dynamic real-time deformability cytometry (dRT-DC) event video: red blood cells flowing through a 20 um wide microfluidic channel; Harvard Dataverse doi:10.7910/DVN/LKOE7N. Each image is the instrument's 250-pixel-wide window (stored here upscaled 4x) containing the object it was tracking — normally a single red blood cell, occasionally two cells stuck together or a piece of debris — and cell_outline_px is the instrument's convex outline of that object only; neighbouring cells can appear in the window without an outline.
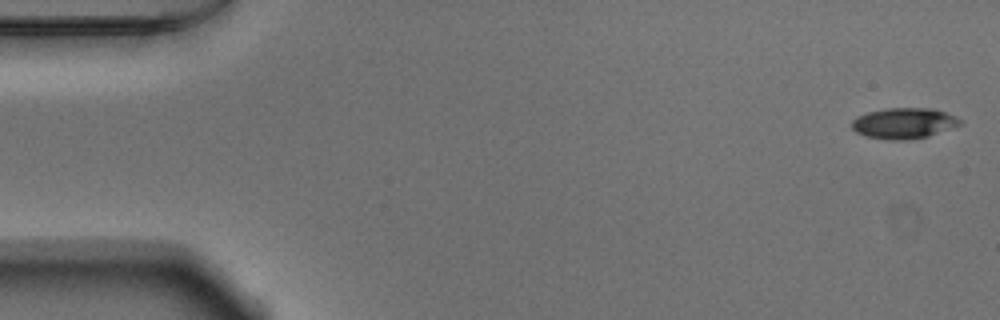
{"species": "Egyptian fruit bat (a non-hibernating species)", "species_latin": "Rousettus aegyptiacus", "temperature_condition": "warm", "stored_images_in_passage": 52, "camera_frame_rate_fps": 3000, "um_per_image_px": 0.085, "animal": {"sex": "male"}, "frame": {"image": 1, "passage_image": 1, "time_ms": 0.0, "image_size_px": [1000, 320], "cell_outline_px": [[964, 124], [928, 136], [912, 140], [892, 140], [864, 136], [856, 132], [852, 128], [852, 120], [856, 116], [868, 112], [888, 108], [932, 108], [956, 116], [964, 120]], "centroid_in_image_um": [76.86, 10.48], "position_along_channel_um": 8.1, "area_um2": 19.65}}
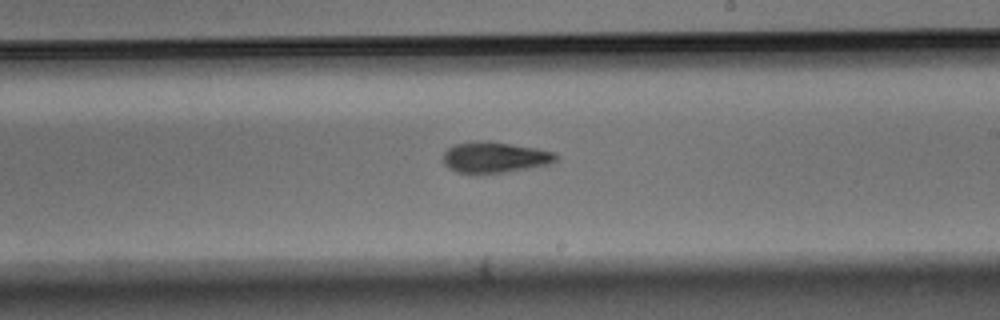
{"frame": {"image": 2, "passage_image": 30, "time_ms": 9.667, "image_size_px": [1000, 320], "cell_outline_px": [[556, 160], [552, 164], [532, 168], [504, 172], [456, 172], [448, 168], [444, 164], [444, 152], [448, 148], [456, 144], [508, 144], [536, 148], [556, 152]], "centroid_in_image_um": [42.13, 13.42], "position_along_channel_um": 246.9, "area_um2": 19.25}}
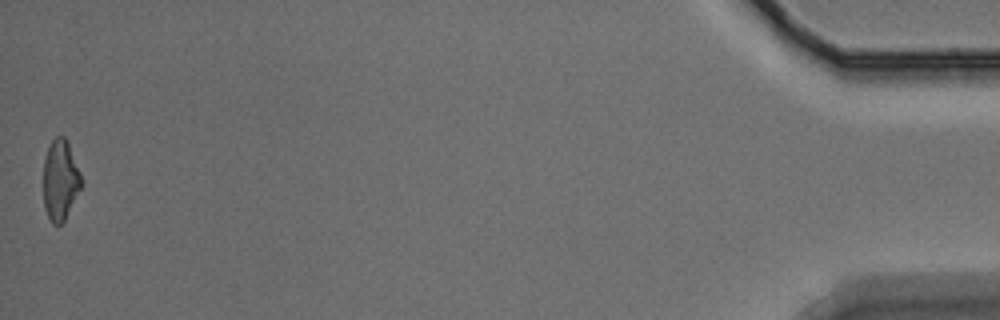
{"frame": {"image": 3, "passage_image": 52, "time_ms": 17.0, "image_size_px": [1000, 320], "cell_outline_px": [[80, 188], [64, 220], [60, 224], [52, 224], [44, 208], [44, 160], [48, 148], [52, 140], [56, 136], [64, 136], [68, 140], [80, 172]], "centroid_in_image_um": [5.11, 15.27], "position_along_channel_um": 430.1, "area_um2": 17.46}, "authors_computed_cell_mechanics": {"area_um2": 19.6231, "velocity_mm_per_s": 3.8286, "shape_relaxation_time_tau1_ms": 4.5487, "shape_relaxation_time_tau2_ms": 4.882, "deformation_change_tau1": 0.1752, "deformation_change_tau2": 0.1437}}